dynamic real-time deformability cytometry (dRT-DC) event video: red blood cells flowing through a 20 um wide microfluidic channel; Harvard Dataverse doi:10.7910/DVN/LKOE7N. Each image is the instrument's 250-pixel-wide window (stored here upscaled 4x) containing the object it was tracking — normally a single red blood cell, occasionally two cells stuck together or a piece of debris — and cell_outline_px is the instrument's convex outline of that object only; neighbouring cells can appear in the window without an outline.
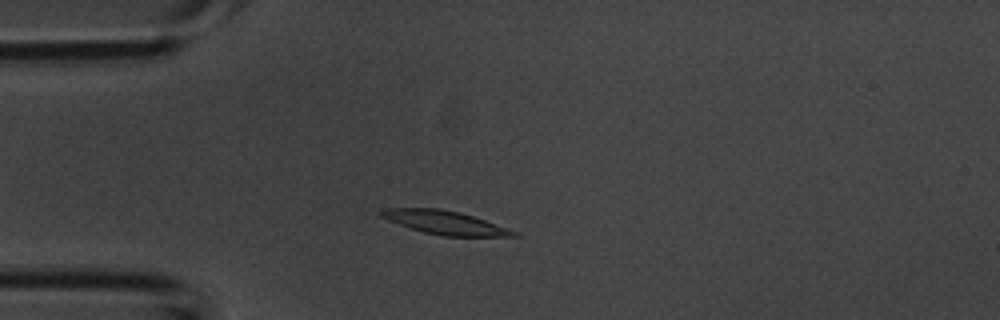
{"species": "common noctule bat (a hibernating species)", "species_latin": "Nyctalus noctula", "temperature_condition": "room temperature", "stored_images_in_passage": 38, "camera_frame_rate_fps": 3000, "um_per_image_px": 0.085, "animal": {"sex": "male", "body_mass_g": 20.1, "forearm_length_mm": 53.5}, "frame": {"image": 1, "passage_image": 6, "time_ms": 1.667, "image_size_px": [1000, 320], "cell_outline_px": [[520, 236], [444, 236], [424, 232], [388, 220], [380, 216], [380, 212], [384, 208], [440, 208], [460, 212], [508, 228], [516, 232]], "centroid_in_image_um": [37.81, 18.91], "position_along_channel_um": 47.2, "area_um2": 17.86}}
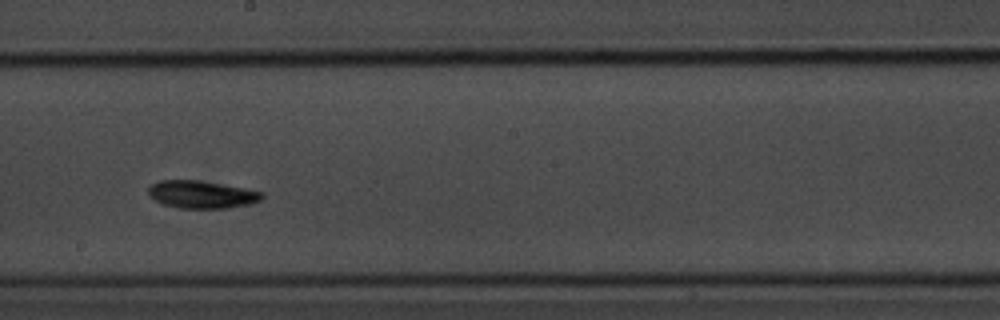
{"frame": {"image": 2, "passage_image": 19, "time_ms": 6.0, "image_size_px": [1000, 320], "cell_outline_px": [[264, 196], [260, 200], [252, 204], [228, 208], [176, 208], [164, 204], [156, 200], [148, 192], [148, 188], [156, 180], [200, 180], [244, 188], [264, 192]], "centroid_in_image_um": [17.17, 16.53], "position_along_channel_um": 231.0, "area_um2": 18.32}}
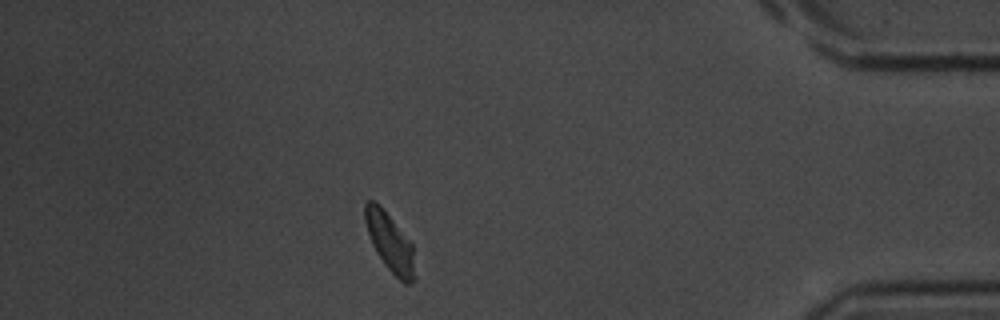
{"frame": {"image": 3, "passage_image": 33, "time_ms": 10.667, "image_size_px": [1000, 320], "cell_outline_px": [[412, 280], [408, 284], [404, 284], [384, 264], [376, 252], [372, 244], [364, 220], [364, 204], [368, 200], [372, 200], [380, 204], [412, 244]], "centroid_in_image_um": [33.07, 20.52], "position_along_channel_um": 402.1, "area_um2": 16.36}}